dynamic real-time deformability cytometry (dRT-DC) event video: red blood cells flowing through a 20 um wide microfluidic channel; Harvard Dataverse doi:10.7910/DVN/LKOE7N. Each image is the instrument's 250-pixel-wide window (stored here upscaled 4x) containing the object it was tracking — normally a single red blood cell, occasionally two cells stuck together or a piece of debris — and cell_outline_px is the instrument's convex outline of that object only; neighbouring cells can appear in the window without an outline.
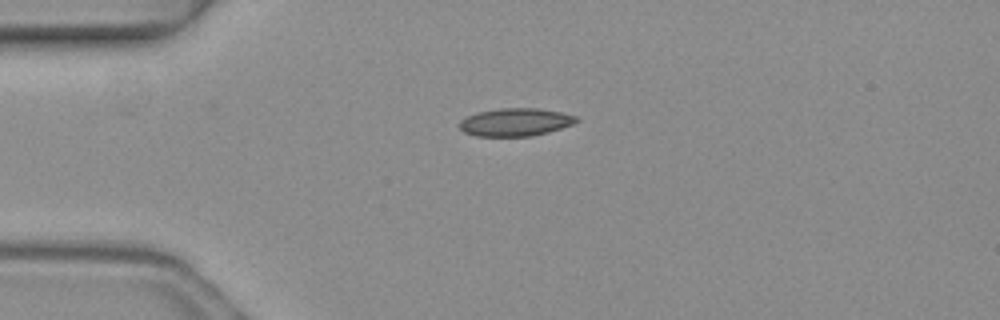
{"species": "common noctule bat (a hibernating species)", "species_latin": "Nyctalus noctula", "temperature_condition": "warm", "stored_images_in_passage": 3, "camera_frame_rate_fps": 3000, "um_per_image_px": 0.085, "animal": {"sex": "female", "body_mass_g": 19.3, "forearm_length_mm": 54.1}, "frame": {"image": 1, "passage_image": 3, "time_ms": 0.667, "image_size_px": [1000, 320], "cell_outline_px": [[580, 120], [572, 124], [548, 132], [532, 136], [476, 136], [464, 132], [460, 128], [460, 120], [476, 112], [500, 108], [540, 108], [560, 112], [576, 116]], "centroid_in_image_um": [43.8, 10.37], "position_along_channel_um": 41.2, "area_um2": 18.96}}